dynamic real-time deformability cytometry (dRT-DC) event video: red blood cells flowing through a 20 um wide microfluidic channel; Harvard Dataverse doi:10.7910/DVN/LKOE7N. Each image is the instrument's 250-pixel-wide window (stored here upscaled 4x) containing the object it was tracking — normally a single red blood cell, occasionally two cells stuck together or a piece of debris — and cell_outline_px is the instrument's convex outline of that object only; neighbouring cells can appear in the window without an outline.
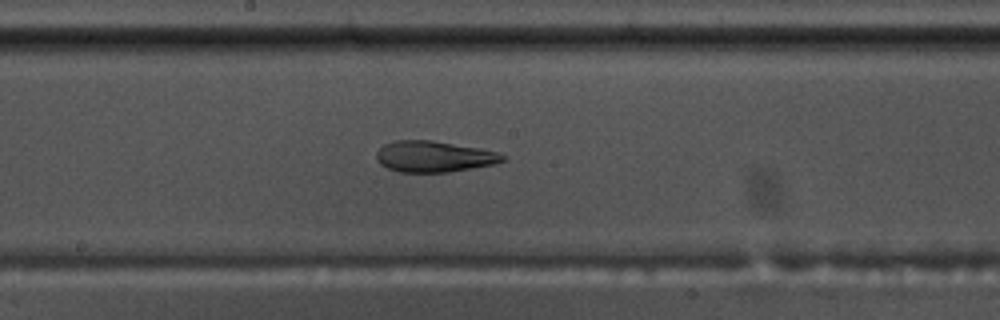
{"species": "common noctule bat (a hibernating species)", "species_latin": "Nyctalus noctula", "temperature_condition": "warm", "stored_images_in_passage": 52, "camera_frame_rate_fps": 3000, "um_per_image_px": 0.085, "animal": {"sex": "male", "body_mass_g": 17.5, "forearm_length_mm": 52.3}, "frame": {"image": 1, "passage_image": 30, "time_ms": 9.667, "image_size_px": [1000, 320], "cell_outline_px": [[508, 156], [504, 160], [492, 164], [472, 168], [448, 172], [400, 172], [388, 168], [380, 164], [376, 160], [376, 152], [384, 144], [396, 140], [432, 140], [480, 148], [496, 152]], "centroid_in_image_um": [36.86, 13.3], "position_along_channel_um": 211.3, "area_um2": 22.83}}